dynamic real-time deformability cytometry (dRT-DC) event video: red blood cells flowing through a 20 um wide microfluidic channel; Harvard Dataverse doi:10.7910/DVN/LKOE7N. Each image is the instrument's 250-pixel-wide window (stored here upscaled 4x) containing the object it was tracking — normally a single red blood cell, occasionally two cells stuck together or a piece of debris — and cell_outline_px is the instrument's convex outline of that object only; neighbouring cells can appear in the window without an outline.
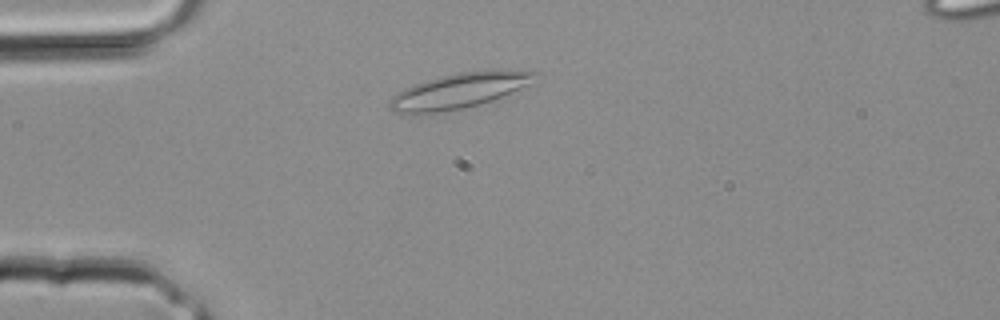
{"species": "common noctule bat (a hibernating species)", "species_latin": "Nyctalus noctula", "temperature_condition": "room temperature", "stored_images_in_passage": 31, "camera_frame_rate_fps": 3000, "um_per_image_px": 0.085, "animal": {"sex": "male", "body_mass_g": 20.4}, "frame": {"image": 1, "passage_image": 5, "time_ms": 1.333, "image_size_px": [1000, 320], "cell_outline_px": [[544, 76], [532, 84], [492, 100], [464, 108], [428, 116], [416, 116], [392, 112], [388, 108], [388, 100], [392, 96], [404, 88], [424, 80], [456, 72], [540, 72]], "centroid_in_image_um": [38.91, 7.78], "position_along_channel_um": 46.1, "area_um2": 30.35}}
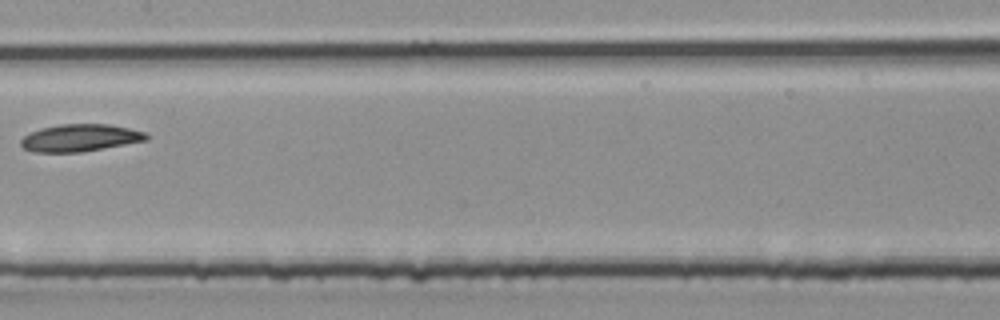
{"frame": {"image": 2, "passage_image": 14, "time_ms": 4.333, "image_size_px": [1000, 320], "cell_outline_px": [[148, 140], [104, 148], [80, 152], [32, 152], [24, 148], [20, 144], [20, 140], [24, 136], [40, 128], [60, 124], [108, 124], [128, 128], [144, 132], [148, 136]], "centroid_in_image_um": [6.78, 11.72], "position_along_channel_um": 200.6, "area_um2": 19.83}}
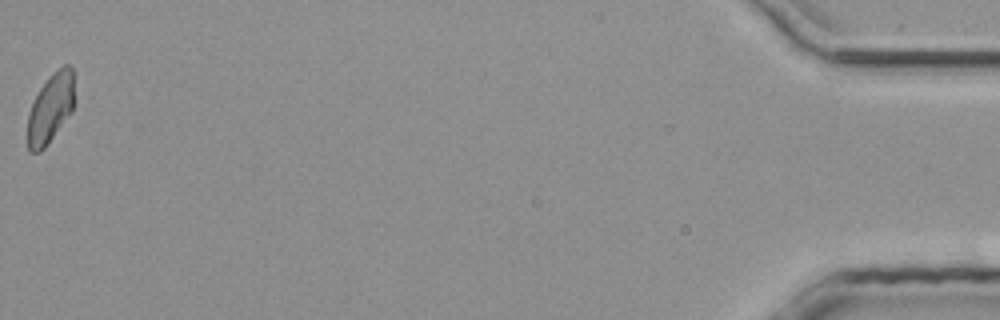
{"frame": {"image": 3, "passage_image": 31, "time_ms": 10.0, "image_size_px": [1000, 320], "cell_outline_px": [[76, 100], [72, 112], [44, 148], [40, 152], [28, 152], [28, 112], [40, 88], [64, 64], [68, 64], [72, 68]], "centroid_in_image_um": [4.33, 9.22], "position_along_channel_um": 430.9, "area_um2": 18.84}}